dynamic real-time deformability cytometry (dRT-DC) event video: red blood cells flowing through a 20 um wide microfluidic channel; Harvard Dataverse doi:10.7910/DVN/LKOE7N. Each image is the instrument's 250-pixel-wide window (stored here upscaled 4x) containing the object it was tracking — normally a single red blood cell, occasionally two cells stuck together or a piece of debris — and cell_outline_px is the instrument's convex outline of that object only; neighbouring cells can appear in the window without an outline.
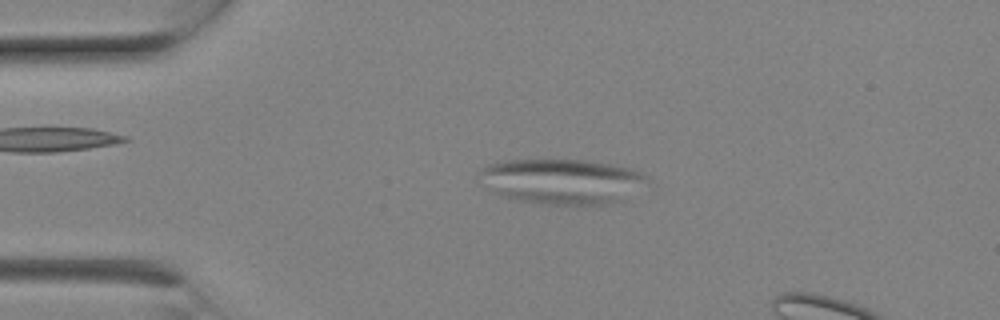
{"species": "Egyptian fruit bat (a non-hibernating species)", "species_latin": "Rousettus aegyptiacus", "temperature_condition": "room temperature", "stored_images_in_passage": 7, "camera_frame_rate_fps": 3000, "um_per_image_px": 0.085, "animal": {"sex": "female"}, "frame": {"image": 1, "passage_image": 4, "time_ms": 1.0, "image_size_px": [1000, 320], "cell_outline_px": [[648, 180], [620, 200], [604, 204], [540, 204], [512, 200], [500, 196], [492, 192], [480, 184], [480, 168], [488, 164], [504, 160], [584, 160], [632, 168], [648, 176]], "centroid_in_image_um": [47.64, 15.41], "position_along_channel_um": 37.4, "area_um2": 44.1}}